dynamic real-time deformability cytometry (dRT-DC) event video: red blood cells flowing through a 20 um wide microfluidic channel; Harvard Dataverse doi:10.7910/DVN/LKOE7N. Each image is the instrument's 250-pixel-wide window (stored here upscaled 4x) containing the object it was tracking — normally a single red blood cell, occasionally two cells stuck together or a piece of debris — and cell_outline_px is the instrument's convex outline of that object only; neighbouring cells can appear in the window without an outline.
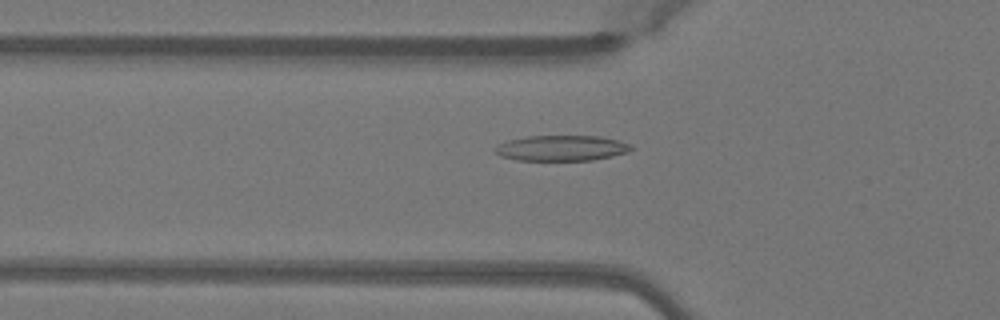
{"species": "Egyptian fruit bat (a non-hibernating species)", "species_latin": "Rousettus aegyptiacus", "temperature_condition": "warm", "stored_images_in_passage": 26, "camera_frame_rate_fps": 3000, "um_per_image_px": 0.085, "animal": {"sex": "female"}, "frame": {"image": 1, "passage_image": 18, "time_ms": 5.667, "image_size_px": [1000, 320], "cell_outline_px": [[632, 148], [628, 152], [612, 156], [592, 160], [516, 160], [500, 156], [492, 148], [496, 144], [508, 140], [528, 136], [600, 136], [632, 144]], "centroid_in_image_um": [47.69, 12.58], "position_along_channel_um": 78.1, "area_um2": 20.29}}
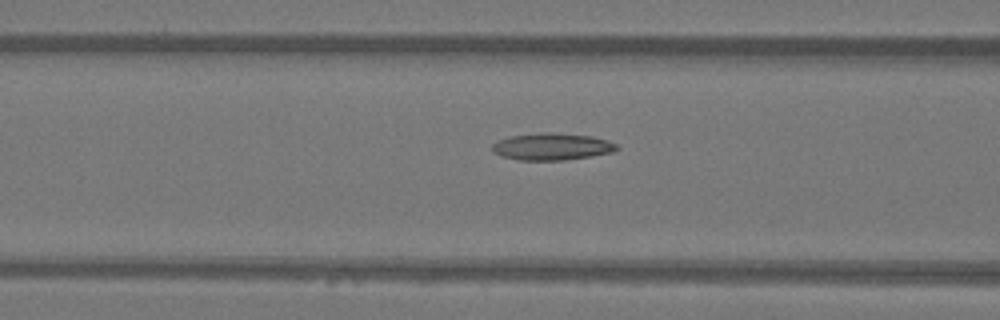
{"frame": {"image": 2, "passage_image": 21, "time_ms": 6.667, "image_size_px": [1000, 320], "cell_outline_px": [[620, 148], [612, 152], [592, 156], [564, 160], [516, 160], [500, 156], [492, 152], [492, 144], [496, 140], [508, 136], [544, 132], [552, 132], [592, 136], [608, 140], [616, 144]], "centroid_in_image_um": [46.87, 12.46], "position_along_channel_um": 119.7, "area_um2": 19.88}}
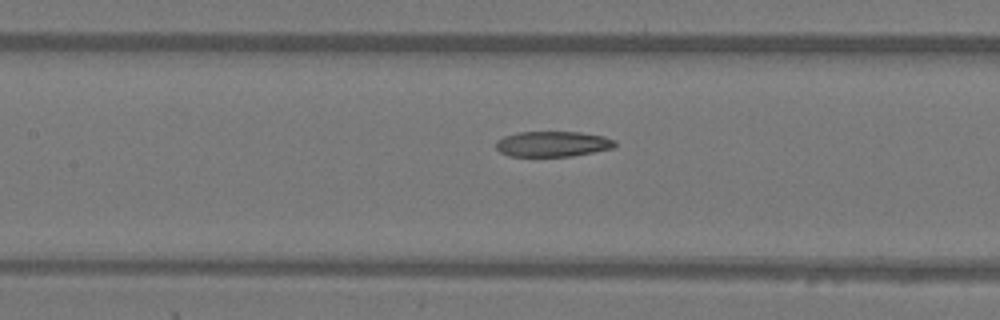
{"frame": {"image": 3, "passage_image": 24, "time_ms": 7.667, "image_size_px": [1000, 320], "cell_outline_px": [[616, 144], [612, 148], [572, 156], [508, 156], [500, 152], [496, 148], [496, 140], [504, 136], [520, 132], [580, 132], [604, 136], [616, 140]], "centroid_in_image_um": [46.96, 12.23], "position_along_channel_um": 160.4, "area_um2": 17.63}}